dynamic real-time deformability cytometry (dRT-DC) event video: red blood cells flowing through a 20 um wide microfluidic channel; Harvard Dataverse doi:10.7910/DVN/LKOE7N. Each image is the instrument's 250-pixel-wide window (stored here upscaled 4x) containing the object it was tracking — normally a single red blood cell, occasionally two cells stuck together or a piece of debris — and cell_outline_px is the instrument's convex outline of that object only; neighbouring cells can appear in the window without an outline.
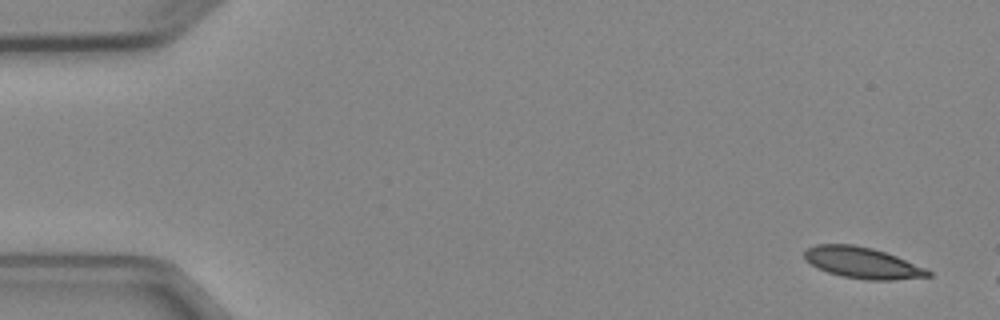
{"species": "Egyptian fruit bat (a non-hibernating species)", "species_latin": "Rousettus aegyptiacus", "temperature_condition": "cold", "stored_images_in_passage": 4, "camera_frame_rate_fps": 3000, "um_per_image_px": 0.085, "animal": {"sex": "female"}, "frame": {"image": 1, "passage_image": 1, "time_ms": 0.0, "image_size_px": [1000, 320], "cell_outline_px": [[932, 276], [892, 280], [868, 280], [844, 276], [828, 272], [816, 268], [804, 260], [804, 252], [808, 248], [816, 244], [852, 244], [872, 248], [896, 256], [924, 268], [932, 272]], "centroid_in_image_um": [73.26, 22.33], "position_along_channel_um": 11.7, "area_um2": 22.31}}